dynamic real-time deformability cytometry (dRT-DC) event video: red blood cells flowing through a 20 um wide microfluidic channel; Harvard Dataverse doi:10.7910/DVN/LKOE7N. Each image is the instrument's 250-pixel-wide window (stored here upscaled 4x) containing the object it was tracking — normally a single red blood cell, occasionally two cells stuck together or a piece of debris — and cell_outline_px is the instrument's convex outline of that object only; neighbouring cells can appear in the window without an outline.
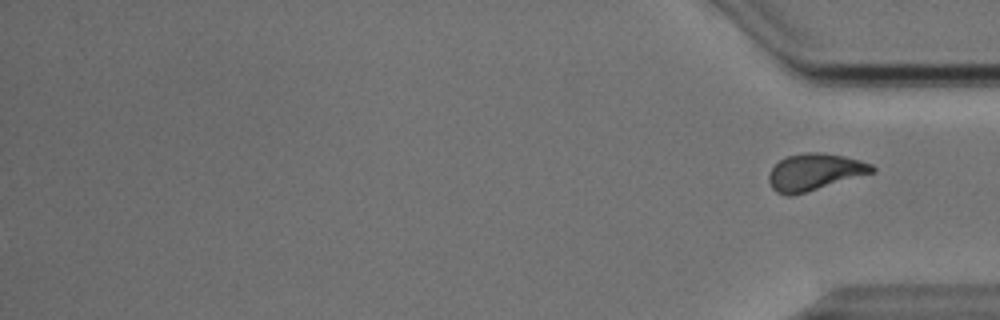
{"species": "Egyptian fruit bat (a non-hibernating species)", "species_latin": "Rousettus aegyptiacus", "temperature_condition": "cold", "stored_images_in_passage": 48, "segment_of_instrument_passage": [2, 2], "camera_frame_rate_fps": 3000, "um_per_image_px": 0.085, "animal": {"sex": "male"}, "frame": {"image": 1, "passage_image": 48, "time_ms": 15.667, "image_size_px": [1000, 320], "cell_outline_px": [[876, 172], [792, 196], [784, 196], [776, 192], [772, 188], [768, 180], [768, 176], [772, 168], [784, 156], [808, 152], [824, 152], [844, 156], [860, 160], [872, 164], [876, 168]], "centroid_in_image_um": [69.25, 14.62], "position_along_channel_um": 366.0, "area_um2": 22.37}}